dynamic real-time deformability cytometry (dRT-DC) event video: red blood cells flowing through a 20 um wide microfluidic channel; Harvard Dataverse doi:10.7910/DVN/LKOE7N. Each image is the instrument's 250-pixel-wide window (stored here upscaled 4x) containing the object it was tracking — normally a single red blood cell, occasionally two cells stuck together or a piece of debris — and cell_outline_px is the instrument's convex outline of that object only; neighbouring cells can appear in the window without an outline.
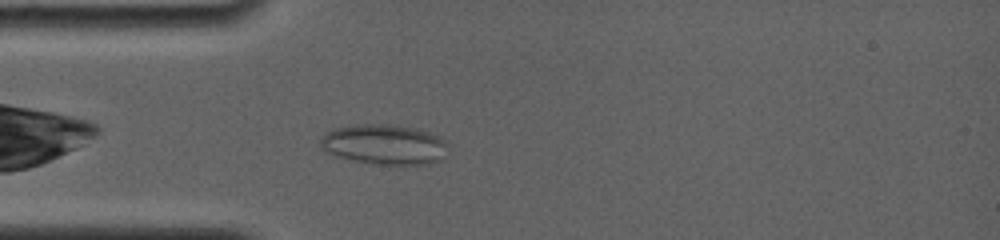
{"species": "common noctule bat (a hibernating species)", "species_latin": "Nyctalus noctula", "temperature_condition": "room temperature", "stored_images_in_passage": 29, "camera_frame_rate_fps": 4000, "um_per_image_px": 0.085, "animal": {"sex": "female", "body_mass_g": 19.0, "forearm_length_mm": 56.7}, "frame": {"image": 1, "passage_image": 3, "time_ms": 1.0, "image_size_px": [1000, 240], "cell_outline_px": [[448, 156], [440, 160], [424, 164], [376, 164], [352, 160], [332, 156], [320, 148], [320, 140], [328, 132], [336, 128], [356, 124], [392, 124], [412, 128], [428, 132], [444, 140], [448, 144]], "centroid_in_image_um": [32.66, 12.29], "position_along_channel_um": 52.3, "area_um2": 29.94}}
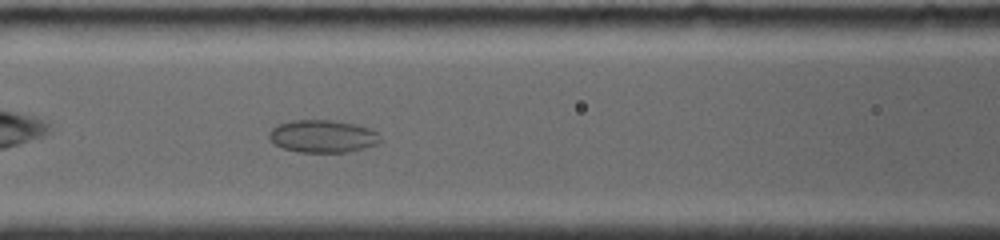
{"frame": {"image": 2, "passage_image": 10, "time_ms": 3.5, "image_size_px": [1000, 240], "cell_outline_px": [[380, 140], [376, 144], [364, 148], [348, 152], [296, 152], [284, 148], [276, 144], [268, 136], [268, 132], [276, 124], [296, 120], [328, 120], [356, 124], [368, 128], [376, 132]], "centroid_in_image_um": [27.39, 11.58], "position_along_channel_um": 139.2, "area_um2": 20.92}}
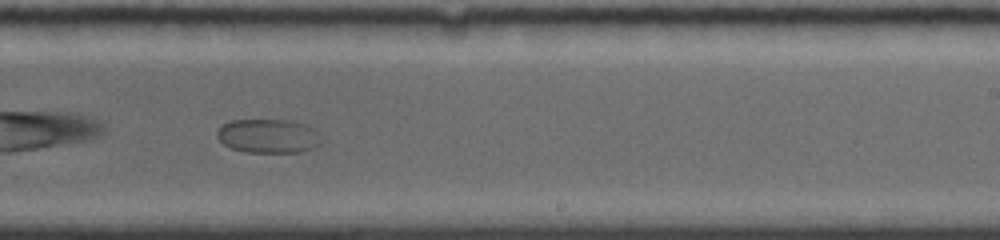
{"frame": {"image": 3, "passage_image": 21, "time_ms": 7.0, "image_size_px": [1000, 240], "cell_outline_px": [[320, 144], [312, 148], [300, 152], [244, 152], [232, 148], [224, 144], [216, 136], [216, 132], [224, 124], [232, 120], [292, 120], [304, 124], [312, 128], [316, 132]], "centroid_in_image_um": [22.77, 11.56], "position_along_channel_um": 266.2, "area_um2": 20.4}}